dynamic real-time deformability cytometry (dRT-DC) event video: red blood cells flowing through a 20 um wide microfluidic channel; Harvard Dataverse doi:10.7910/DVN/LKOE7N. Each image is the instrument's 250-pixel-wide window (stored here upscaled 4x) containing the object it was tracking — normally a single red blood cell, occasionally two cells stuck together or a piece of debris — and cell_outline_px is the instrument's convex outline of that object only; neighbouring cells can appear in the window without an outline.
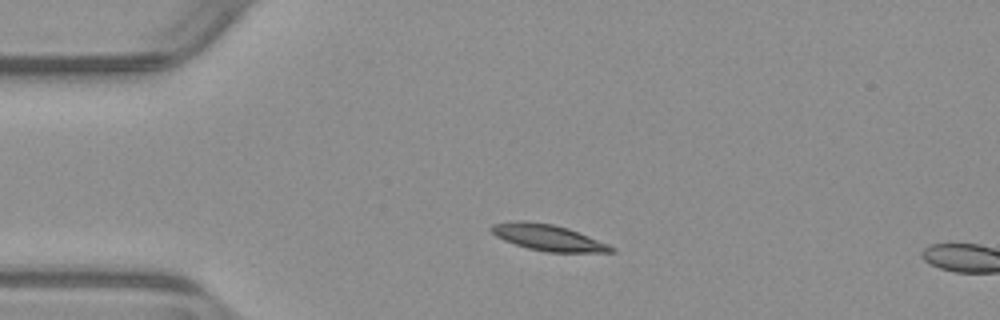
{"species": "common noctule bat (a hibernating species)", "species_latin": "Nyctalus noctula", "temperature_condition": "warm", "stored_images_in_passage": 3, "camera_frame_rate_fps": 3000, "um_per_image_px": 0.085, "animal": {"sex": "male", "body_mass_g": 23.1, "forearm_length_mm": 52.7}, "frame": {"image": 1, "passage_image": 1, "time_ms": 0.0, "image_size_px": [1000, 320], "cell_outline_px": [[616, 252], [548, 252], [528, 248], [504, 240], [496, 236], [488, 228], [492, 224], [516, 220], [524, 220], [552, 224], [568, 228], [608, 244], [616, 248]], "centroid_in_image_um": [46.56, 20.18], "position_along_channel_um": 38.4, "area_um2": 18.21}}